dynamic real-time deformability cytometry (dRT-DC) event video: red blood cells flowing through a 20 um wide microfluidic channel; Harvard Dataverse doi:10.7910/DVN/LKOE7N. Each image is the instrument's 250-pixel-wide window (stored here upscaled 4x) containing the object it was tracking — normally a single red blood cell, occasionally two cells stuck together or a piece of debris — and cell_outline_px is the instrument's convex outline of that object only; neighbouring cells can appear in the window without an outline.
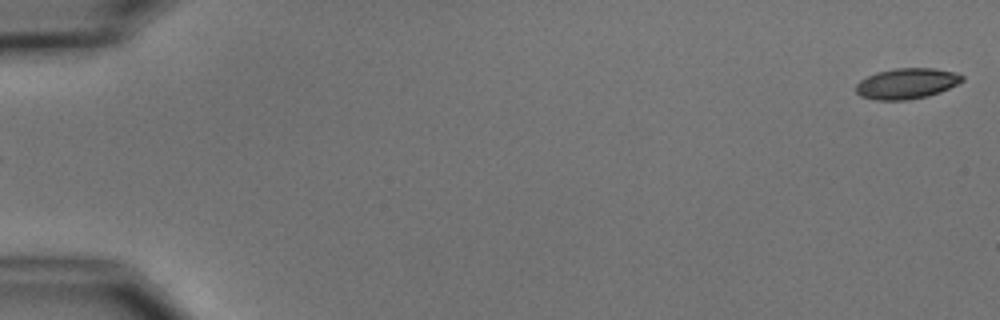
{"species": "common noctule bat (a hibernating species)", "species_latin": "Nyctalus noctula", "temperature_condition": "cold", "stored_images_in_passage": 6, "segment_of_instrument_passage": [2, 2], "camera_frame_rate_fps": 3000, "um_per_image_px": 0.085, "animal": {"sex": "male", "body_mass_g": 15.6}, "frame": {"image": 1, "passage_image": 6, "time_ms": 6.0, "image_size_px": [1000, 320], "cell_outline_px": [[964, 80], [940, 92], [928, 96], [908, 100], [876, 100], [860, 96], [856, 92], [856, 84], [860, 80], [876, 72], [896, 68], [936, 68], [956, 72], [964, 76]], "centroid_in_image_um": [77.07, 7.1], "position_along_channel_um": 7.9, "area_um2": 19.07}}